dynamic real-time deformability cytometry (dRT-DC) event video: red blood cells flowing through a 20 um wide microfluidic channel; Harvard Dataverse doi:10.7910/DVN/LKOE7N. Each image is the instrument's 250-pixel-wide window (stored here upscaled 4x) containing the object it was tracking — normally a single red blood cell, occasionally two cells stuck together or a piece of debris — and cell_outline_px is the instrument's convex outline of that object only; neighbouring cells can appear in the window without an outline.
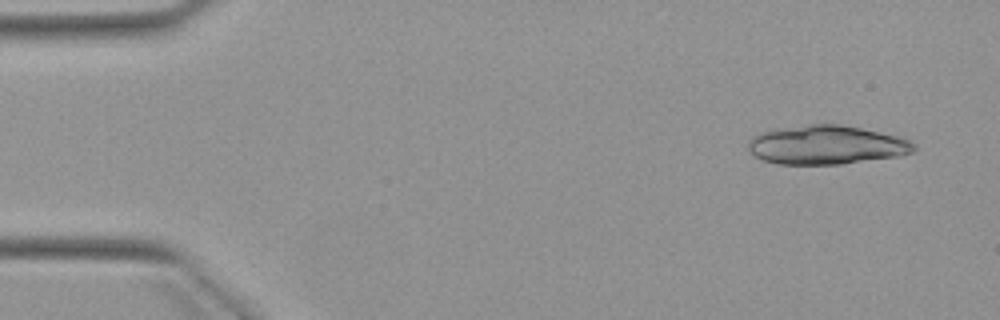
{"species": "Egyptian fruit bat (a non-hibernating species)", "species_latin": "Rousettus aegyptiacus", "temperature_condition": "warm", "stored_images_in_passage": 4, "camera_frame_rate_fps": 3000, "um_per_image_px": 0.085, "animal": {"sex": "female"}, "frame": {"image": 1, "passage_image": 1, "time_ms": 0.0, "image_size_px": [1000, 320], "cell_outline_px": [[916, 148], [912, 152], [900, 156], [840, 164], [776, 164], [764, 160], [756, 156], [748, 148], [748, 140], [752, 136], [760, 132], [776, 128], [808, 124], [840, 124], [860, 128], [896, 136], [908, 140], [916, 144]], "centroid_in_image_um": [70.22, 12.31], "position_along_channel_um": 14.8, "area_um2": 37.57}}